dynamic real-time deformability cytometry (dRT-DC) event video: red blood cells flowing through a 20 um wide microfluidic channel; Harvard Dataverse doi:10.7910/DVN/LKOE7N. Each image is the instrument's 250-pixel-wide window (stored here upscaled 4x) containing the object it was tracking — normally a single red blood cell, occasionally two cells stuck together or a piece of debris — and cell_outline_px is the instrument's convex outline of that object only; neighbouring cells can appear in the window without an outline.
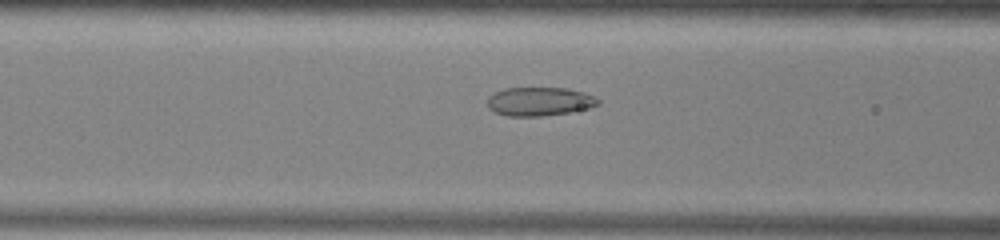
{"species": "common noctule bat (a hibernating species)", "species_latin": "Nyctalus noctula", "temperature_condition": "warm", "stored_images_in_passage": 47, "camera_frame_rate_fps": 3000, "um_per_image_px": 0.085, "animal": {"sex": "male", "body_mass_g": 13.0, "forearm_length_mm": 53.1}, "frame": {"image": 1, "passage_image": 19, "time_ms": 6.0, "image_size_px": [1000, 240], "cell_outline_px": [[600, 104], [588, 108], [568, 112], [540, 116], [508, 116], [492, 112], [488, 108], [488, 96], [504, 88], [564, 88], [584, 92], [600, 100]], "centroid_in_image_um": [45.82, 8.63], "position_along_channel_um": 120.8, "area_um2": 18.44}}
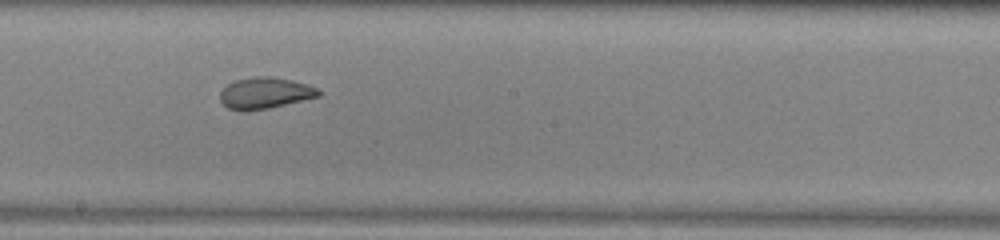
{"frame": {"image": 2, "passage_image": 27, "time_ms": 8.667, "image_size_px": [1000, 240], "cell_outline_px": [[320, 96], [268, 108], [244, 112], [228, 108], [220, 100], [220, 92], [228, 84], [236, 80], [252, 76], [268, 76], [292, 80], [308, 84], [316, 88], [320, 92]], "centroid_in_image_um": [22.5, 7.91], "position_along_channel_um": 225.7, "area_um2": 17.92}}
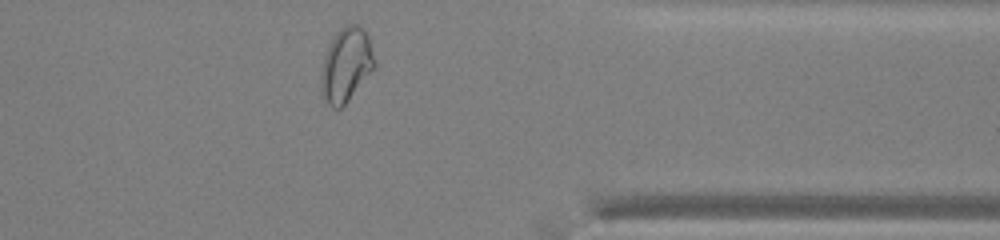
{"frame": {"image": 3, "passage_image": 40, "time_ms": 13.0, "image_size_px": [1000, 240], "cell_outline_px": [[376, 64], [348, 100], [340, 108], [332, 108], [328, 104], [320, 92], [320, 76], [328, 44], [336, 32], [344, 24], [360, 24], [364, 28], [368, 36]], "centroid_in_image_um": [29.39, 5.47], "position_along_channel_um": 382.0, "area_um2": 22.95}, "authors_computed_cell_mechanics": {"area_um2": 20.6346, "velocity_mm_per_s": 3.9365, "shape_relaxation_time_tau1_ms": null, "shape_relaxation_time_tau2_ms": 1.2209, "deformation_change_tau1": null, "deformation_change_tau2": 0.0598}}